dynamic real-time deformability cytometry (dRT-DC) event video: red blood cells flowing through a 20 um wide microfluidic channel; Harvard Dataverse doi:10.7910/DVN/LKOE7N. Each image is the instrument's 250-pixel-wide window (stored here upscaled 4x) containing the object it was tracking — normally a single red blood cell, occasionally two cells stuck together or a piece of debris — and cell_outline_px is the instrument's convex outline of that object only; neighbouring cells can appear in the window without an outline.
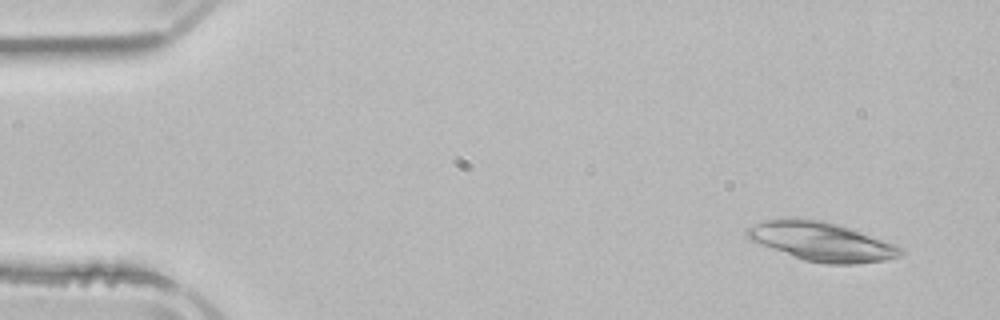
{"species": "common noctule bat (a hibernating species)", "species_latin": "Nyctalus noctula", "temperature_condition": "room temperature", "stored_images_in_passage": 3, "segment_of_instrument_passage": [2, 2], "camera_frame_rate_fps": 3000, "um_per_image_px": 0.085, "animal": {"sex": "male", "body_mass_g": 21.5, "forearm_length_mm": 52.0}, "frame": {"image": 1, "passage_image": 3, "time_ms": 3.667, "image_size_px": [1000, 320], "cell_outline_px": [[904, 252], [900, 256], [884, 260], [852, 264], [828, 264], [804, 260], [752, 240], [744, 232], [748, 228], [764, 220], [784, 216], [820, 220], [836, 224], [896, 244], [904, 248]], "centroid_in_image_um": [69.85, 20.51], "position_along_channel_um": 15.2, "area_um2": 34.45}}